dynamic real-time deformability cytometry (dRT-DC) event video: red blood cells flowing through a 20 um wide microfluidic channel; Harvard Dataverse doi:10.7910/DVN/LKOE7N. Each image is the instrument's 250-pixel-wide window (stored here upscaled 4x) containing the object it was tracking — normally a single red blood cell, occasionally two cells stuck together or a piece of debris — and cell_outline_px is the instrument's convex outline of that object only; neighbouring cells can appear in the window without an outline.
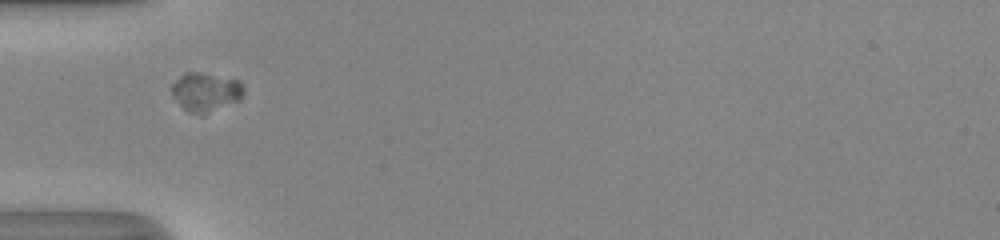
{"species": "human", "species_latin": "Homo sapiens", "temperature_condition": "room temperature", "stored_images_in_passage": 36, "camera_frame_rate_fps": 3000, "um_per_image_px": 0.085, "donor": {"sex": "male"}, "frame": {"image": 1, "passage_image": 1, "time_ms": 0.0, "image_size_px": [1000, 240], "cell_outline_px": [[244, 92], [240, 100], [204, 116], [200, 116], [188, 112], [180, 104], [172, 92], [172, 84], [184, 72], [200, 72], [240, 80], [244, 88]], "centroid_in_image_um": [17.52, 7.84], "position_along_channel_um": 67.5, "area_um2": 16.53}}